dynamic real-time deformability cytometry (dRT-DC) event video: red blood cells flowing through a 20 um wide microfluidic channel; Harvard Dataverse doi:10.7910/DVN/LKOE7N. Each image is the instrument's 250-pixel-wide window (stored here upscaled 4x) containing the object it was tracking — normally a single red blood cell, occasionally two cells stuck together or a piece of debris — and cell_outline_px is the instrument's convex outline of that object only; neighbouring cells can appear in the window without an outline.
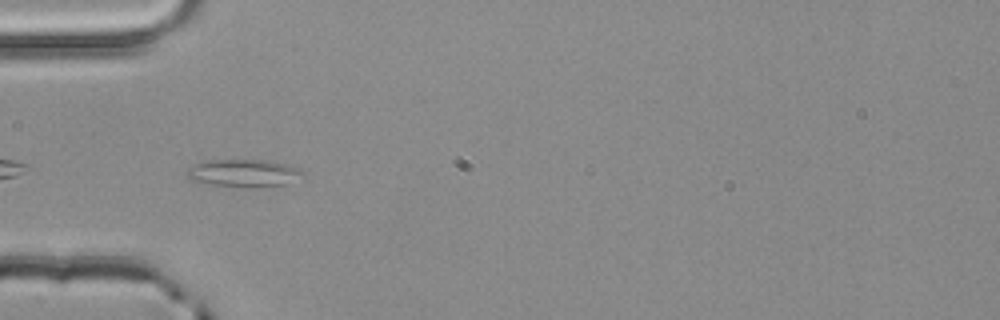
{"species": "common noctule bat (a hibernating species)", "species_latin": "Nyctalus noctula", "temperature_condition": "room temperature", "stored_images_in_passage": 3, "camera_frame_rate_fps": 3000, "um_per_image_px": 0.085, "animal": {"sex": "male", "body_mass_g": 20.4}, "frame": {"image": 1, "passage_image": 2, "time_ms": 0.333, "image_size_px": [1000, 320], "cell_outline_px": [[304, 172], [284, 184], [212, 184], [192, 180], [184, 172], [188, 168], [196, 164], [208, 160], [268, 160], [288, 164], [300, 168]], "centroid_in_image_um": [20.65, 14.64], "position_along_channel_um": 64.3, "area_um2": 17.28}}